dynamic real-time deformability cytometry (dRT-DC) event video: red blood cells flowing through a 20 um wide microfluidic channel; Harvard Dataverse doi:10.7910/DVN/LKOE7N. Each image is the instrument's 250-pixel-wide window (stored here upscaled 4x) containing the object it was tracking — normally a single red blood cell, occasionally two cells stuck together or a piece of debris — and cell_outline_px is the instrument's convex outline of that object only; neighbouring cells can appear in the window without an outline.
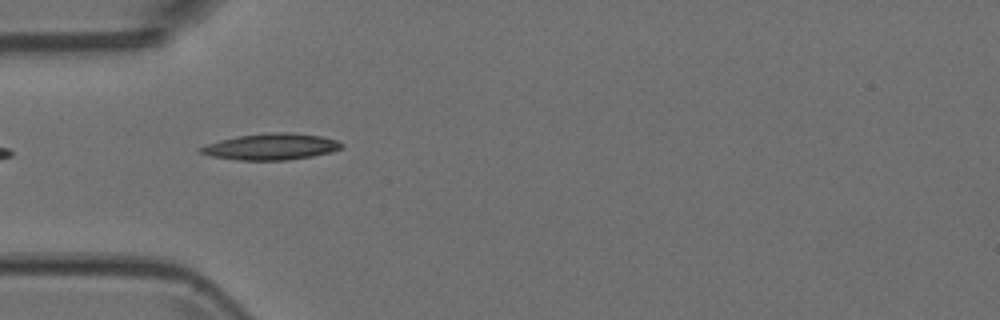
{"species": "Egyptian fruit bat (a non-hibernating species)", "species_latin": "Rousettus aegyptiacus", "temperature_condition": "room temperature", "stored_images_in_passage": 6, "camera_frame_rate_fps": 3000, "um_per_image_px": 0.085, "animal": {"sex": "female"}, "frame": {"image": 1, "passage_image": 5, "time_ms": 1.333, "image_size_px": [1000, 320], "cell_outline_px": [[344, 148], [332, 152], [312, 156], [288, 160], [240, 160], [212, 156], [200, 152], [196, 148], [220, 140], [236, 136], [276, 132], [284, 132], [320, 136], [336, 140], [344, 144]], "centroid_in_image_um": [23.07, 12.47], "position_along_channel_um": 61.9, "area_um2": 21.5}}
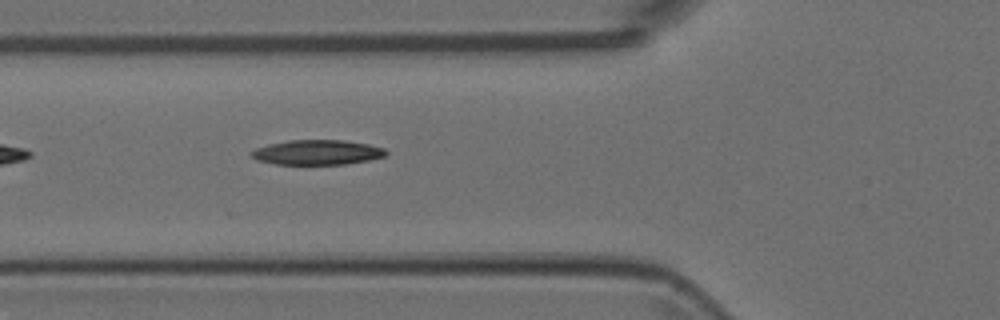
{"frame": {"image": 2, "passage_image": 6, "time_ms": 1.667, "image_size_px": [1000, 320], "cell_outline_px": [[388, 152], [384, 156], [368, 160], [344, 164], [276, 164], [256, 160], [248, 152], [256, 148], [268, 144], [288, 140], [344, 140], [368, 144], [384, 148]], "centroid_in_image_um": [26.93, 12.94], "position_along_channel_um": 98.9, "area_um2": 19.48}}